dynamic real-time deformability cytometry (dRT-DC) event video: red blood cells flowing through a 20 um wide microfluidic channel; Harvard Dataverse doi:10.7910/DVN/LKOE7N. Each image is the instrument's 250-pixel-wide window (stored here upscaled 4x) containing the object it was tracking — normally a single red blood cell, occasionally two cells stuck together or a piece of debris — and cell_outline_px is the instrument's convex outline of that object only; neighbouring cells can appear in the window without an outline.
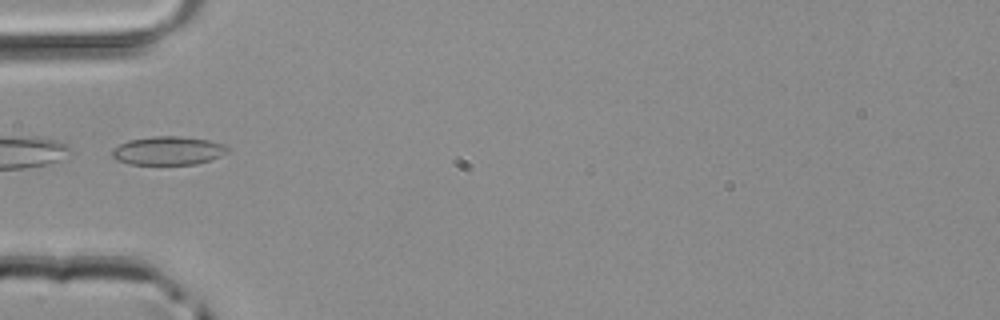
{"species": "common noctule bat (a hibernating species)", "species_latin": "Nyctalus noctula", "temperature_condition": "room temperature", "stored_images_in_passage": 12, "camera_frame_rate_fps": 3000, "um_per_image_px": 0.085, "animal": {"sex": "male", "body_mass_g": 20.4}, "frame": {"image": 1, "passage_image": 1, "time_ms": 0.0, "image_size_px": [1000, 320], "cell_outline_px": [[228, 152], [220, 156], [196, 164], [128, 164], [116, 160], [112, 156], [112, 148], [128, 140], [152, 136], [180, 136], [208, 140], [220, 144], [228, 148]], "centroid_in_image_um": [14.23, 12.8], "position_along_channel_um": 70.8, "area_um2": 19.07}}
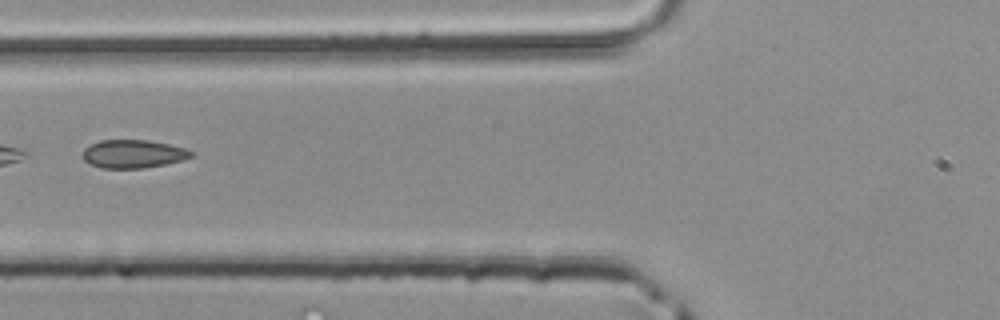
{"frame": {"image": 2, "passage_image": 4, "time_ms": 1.0, "image_size_px": [1000, 320], "cell_outline_px": [[196, 156], [184, 160], [144, 168], [100, 168], [84, 160], [84, 148], [100, 140], [148, 140], [168, 144], [184, 148], [196, 152]], "centroid_in_image_um": [11.39, 13.08], "position_along_channel_um": 114.4, "area_um2": 17.86}}